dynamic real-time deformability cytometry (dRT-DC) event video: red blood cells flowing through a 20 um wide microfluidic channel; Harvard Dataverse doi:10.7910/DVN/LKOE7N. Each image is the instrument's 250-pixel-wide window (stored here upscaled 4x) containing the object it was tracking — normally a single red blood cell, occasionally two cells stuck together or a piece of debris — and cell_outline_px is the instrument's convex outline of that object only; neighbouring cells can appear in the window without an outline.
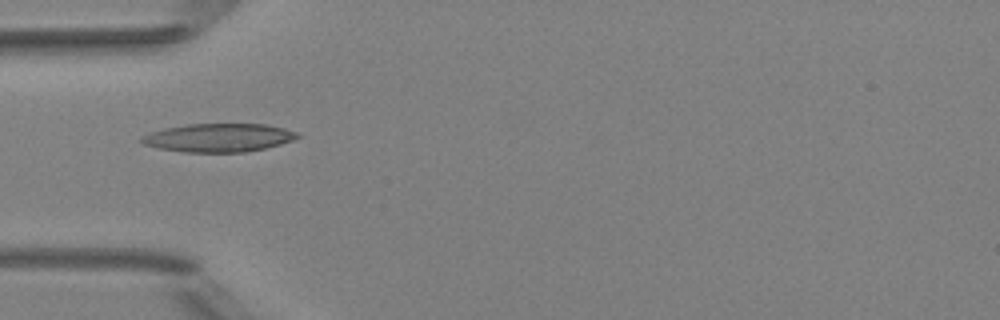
{"species": "Egyptian fruit bat (a non-hibernating species)", "species_latin": "Rousettus aegyptiacus", "temperature_condition": "room temperature", "stored_images_in_passage": 5, "camera_frame_rate_fps": 3000, "um_per_image_px": 0.085, "animal": {"sex": "female"}, "frame": {"image": 1, "passage_image": 5, "time_ms": 4.667, "image_size_px": [1000, 320], "cell_outline_px": [[300, 136], [292, 140], [280, 144], [264, 148], [244, 152], [184, 152], [160, 148], [144, 144], [140, 140], [140, 136], [148, 132], [164, 128], [188, 124], [264, 124], [284, 128], [296, 132]], "centroid_in_image_um": [18.54, 11.7], "position_along_channel_um": 66.5, "area_um2": 25.66}}